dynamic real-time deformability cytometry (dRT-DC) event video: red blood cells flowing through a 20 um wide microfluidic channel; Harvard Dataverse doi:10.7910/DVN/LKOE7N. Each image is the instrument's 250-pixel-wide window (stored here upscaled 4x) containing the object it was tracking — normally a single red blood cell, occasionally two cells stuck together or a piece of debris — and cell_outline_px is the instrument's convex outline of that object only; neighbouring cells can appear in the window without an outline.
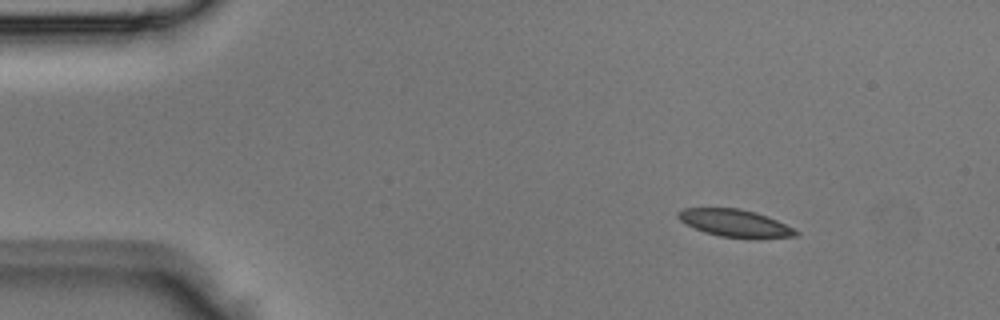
{"species": "Egyptian fruit bat (a non-hibernating species)", "species_latin": "Rousettus aegyptiacus", "temperature_condition": "room temperature", "stored_images_in_passage": 4, "segment_of_instrument_passage": [1, 2], "camera_frame_rate_fps": 3000, "um_per_image_px": 0.085, "animal": {"sex": "male"}, "frame": {"image": 1, "passage_image": 2, "time_ms": 0.333, "image_size_px": [1000, 320], "cell_outline_px": [[800, 232], [796, 236], [720, 236], [704, 232], [680, 220], [676, 216], [676, 212], [684, 208], [740, 208], [756, 212], [776, 220]], "centroid_in_image_um": [62.39, 18.91], "position_along_channel_um": 22.6, "area_um2": 17.92}}